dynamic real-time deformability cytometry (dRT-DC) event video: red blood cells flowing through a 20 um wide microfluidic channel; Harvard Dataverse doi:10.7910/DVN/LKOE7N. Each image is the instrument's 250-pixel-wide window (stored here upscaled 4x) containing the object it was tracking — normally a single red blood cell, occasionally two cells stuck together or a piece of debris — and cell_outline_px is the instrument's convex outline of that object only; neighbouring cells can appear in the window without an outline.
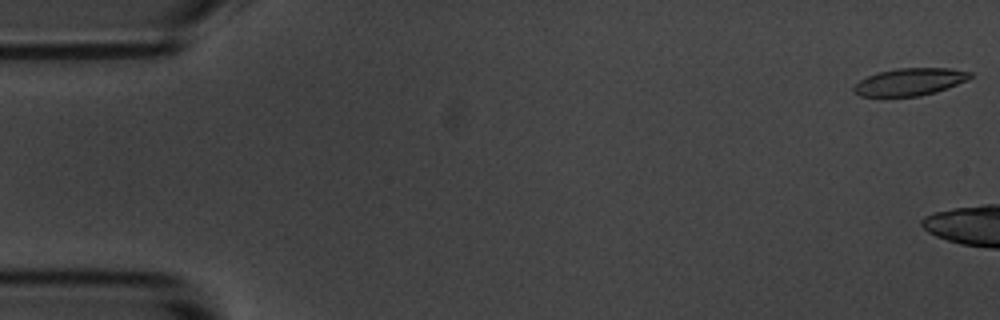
{"species": "common noctule bat (a hibernating species)", "species_latin": "Nyctalus noctula", "temperature_condition": "room temperature", "stored_images_in_passage": 3, "camera_frame_rate_fps": 3000, "um_per_image_px": 0.085, "animal": {"sex": "male", "body_mass_g": 20.1, "forearm_length_mm": 53.5}, "frame": {"image": 1, "passage_image": 1, "time_ms": 0.0, "image_size_px": [1000, 320], "cell_outline_px": [[972, 76], [968, 80], [948, 88], [936, 92], [920, 96], [860, 96], [852, 92], [852, 88], [860, 80], [876, 72], [896, 68], [948, 68], [972, 72]], "centroid_in_image_um": [77.33, 6.95], "position_along_channel_um": 7.7, "area_um2": 18.67}}